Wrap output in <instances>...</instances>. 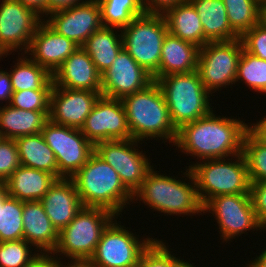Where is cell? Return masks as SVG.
<instances>
[{
	"label": "cell",
	"instance_id": "cell-1",
	"mask_svg": "<svg viewBox=\"0 0 266 267\" xmlns=\"http://www.w3.org/2000/svg\"><path fill=\"white\" fill-rule=\"evenodd\" d=\"M212 110L207 116L183 125L177 130L174 143L180 152L199 161L231 157L242 153L243 139L248 123L235 117L216 116Z\"/></svg>",
	"mask_w": 266,
	"mask_h": 267
},
{
	"label": "cell",
	"instance_id": "cell-2",
	"mask_svg": "<svg viewBox=\"0 0 266 267\" xmlns=\"http://www.w3.org/2000/svg\"><path fill=\"white\" fill-rule=\"evenodd\" d=\"M154 168L148 172L141 186L133 193V202L142 201L154 211L169 216L202 215L203 204L190 168L185 167L186 172L182 173L187 178L185 181L184 176L179 180L177 176L173 175L172 178Z\"/></svg>",
	"mask_w": 266,
	"mask_h": 267
},
{
	"label": "cell",
	"instance_id": "cell-3",
	"mask_svg": "<svg viewBox=\"0 0 266 267\" xmlns=\"http://www.w3.org/2000/svg\"><path fill=\"white\" fill-rule=\"evenodd\" d=\"M121 101L132 139L143 143L149 139L163 140L164 144L169 141V145L175 143L177 130L173 126L164 93L156 81Z\"/></svg>",
	"mask_w": 266,
	"mask_h": 267
},
{
	"label": "cell",
	"instance_id": "cell-4",
	"mask_svg": "<svg viewBox=\"0 0 266 267\" xmlns=\"http://www.w3.org/2000/svg\"><path fill=\"white\" fill-rule=\"evenodd\" d=\"M71 179L83 207L106 209L121 217L124 208L133 203V194L121 182L118 173L95 152Z\"/></svg>",
	"mask_w": 266,
	"mask_h": 267
},
{
	"label": "cell",
	"instance_id": "cell-5",
	"mask_svg": "<svg viewBox=\"0 0 266 267\" xmlns=\"http://www.w3.org/2000/svg\"><path fill=\"white\" fill-rule=\"evenodd\" d=\"M234 161H233V160ZM205 161V162H204ZM190 168L203 206L224 194H250L251 182L243 153L191 163Z\"/></svg>",
	"mask_w": 266,
	"mask_h": 267
},
{
	"label": "cell",
	"instance_id": "cell-6",
	"mask_svg": "<svg viewBox=\"0 0 266 267\" xmlns=\"http://www.w3.org/2000/svg\"><path fill=\"white\" fill-rule=\"evenodd\" d=\"M164 93L173 126L183 125L207 116L214 108L212 96L204 87L197 71L170 74L156 80Z\"/></svg>",
	"mask_w": 266,
	"mask_h": 267
},
{
	"label": "cell",
	"instance_id": "cell-7",
	"mask_svg": "<svg viewBox=\"0 0 266 267\" xmlns=\"http://www.w3.org/2000/svg\"><path fill=\"white\" fill-rule=\"evenodd\" d=\"M114 218L119 219L106 209L83 207L59 232V242L52 254L60 262L61 259L68 258L70 262L87 263L94 254L103 231Z\"/></svg>",
	"mask_w": 266,
	"mask_h": 267
},
{
	"label": "cell",
	"instance_id": "cell-8",
	"mask_svg": "<svg viewBox=\"0 0 266 267\" xmlns=\"http://www.w3.org/2000/svg\"><path fill=\"white\" fill-rule=\"evenodd\" d=\"M121 31L123 48L154 77L159 71L162 44L168 33L163 14L144 13Z\"/></svg>",
	"mask_w": 266,
	"mask_h": 267
},
{
	"label": "cell",
	"instance_id": "cell-9",
	"mask_svg": "<svg viewBox=\"0 0 266 267\" xmlns=\"http://www.w3.org/2000/svg\"><path fill=\"white\" fill-rule=\"evenodd\" d=\"M115 218L103 231L94 254L87 262L92 267H137L142 253L156 239L139 235ZM129 229V230H128Z\"/></svg>",
	"mask_w": 266,
	"mask_h": 267
},
{
	"label": "cell",
	"instance_id": "cell-10",
	"mask_svg": "<svg viewBox=\"0 0 266 267\" xmlns=\"http://www.w3.org/2000/svg\"><path fill=\"white\" fill-rule=\"evenodd\" d=\"M241 39L208 42L199 49L196 71L206 90L212 95L235 84L242 54Z\"/></svg>",
	"mask_w": 266,
	"mask_h": 267
},
{
	"label": "cell",
	"instance_id": "cell-11",
	"mask_svg": "<svg viewBox=\"0 0 266 267\" xmlns=\"http://www.w3.org/2000/svg\"><path fill=\"white\" fill-rule=\"evenodd\" d=\"M203 211V214L212 213L219 227L220 239L226 244L247 231L265 229L256 217L251 194L215 196L203 206Z\"/></svg>",
	"mask_w": 266,
	"mask_h": 267
},
{
	"label": "cell",
	"instance_id": "cell-12",
	"mask_svg": "<svg viewBox=\"0 0 266 267\" xmlns=\"http://www.w3.org/2000/svg\"><path fill=\"white\" fill-rule=\"evenodd\" d=\"M139 144L143 143L130 138L102 141L94 145V152L118 173L121 182L132 194L154 167L146 151L139 150Z\"/></svg>",
	"mask_w": 266,
	"mask_h": 267
},
{
	"label": "cell",
	"instance_id": "cell-13",
	"mask_svg": "<svg viewBox=\"0 0 266 267\" xmlns=\"http://www.w3.org/2000/svg\"><path fill=\"white\" fill-rule=\"evenodd\" d=\"M41 134L54 152L58 164V179L72 178L94 152V145L81 129L46 122Z\"/></svg>",
	"mask_w": 266,
	"mask_h": 267
},
{
	"label": "cell",
	"instance_id": "cell-14",
	"mask_svg": "<svg viewBox=\"0 0 266 267\" xmlns=\"http://www.w3.org/2000/svg\"><path fill=\"white\" fill-rule=\"evenodd\" d=\"M1 1L0 48L8 56L13 51L18 52L19 55L20 52L25 54L38 25L43 19L33 9L24 6L18 0Z\"/></svg>",
	"mask_w": 266,
	"mask_h": 267
},
{
	"label": "cell",
	"instance_id": "cell-15",
	"mask_svg": "<svg viewBox=\"0 0 266 267\" xmlns=\"http://www.w3.org/2000/svg\"><path fill=\"white\" fill-rule=\"evenodd\" d=\"M81 131L93 145L102 141L130 139L131 133L121 99L100 95Z\"/></svg>",
	"mask_w": 266,
	"mask_h": 267
},
{
	"label": "cell",
	"instance_id": "cell-16",
	"mask_svg": "<svg viewBox=\"0 0 266 267\" xmlns=\"http://www.w3.org/2000/svg\"><path fill=\"white\" fill-rule=\"evenodd\" d=\"M43 19L53 30L79 47L103 27L97 0H87L71 8L52 12Z\"/></svg>",
	"mask_w": 266,
	"mask_h": 267
},
{
	"label": "cell",
	"instance_id": "cell-17",
	"mask_svg": "<svg viewBox=\"0 0 266 267\" xmlns=\"http://www.w3.org/2000/svg\"><path fill=\"white\" fill-rule=\"evenodd\" d=\"M152 82L153 77L123 48L111 66L101 74V95L122 99L145 89Z\"/></svg>",
	"mask_w": 266,
	"mask_h": 267
},
{
	"label": "cell",
	"instance_id": "cell-18",
	"mask_svg": "<svg viewBox=\"0 0 266 267\" xmlns=\"http://www.w3.org/2000/svg\"><path fill=\"white\" fill-rule=\"evenodd\" d=\"M101 92L73 90L53 85L50 94L49 120L81 129Z\"/></svg>",
	"mask_w": 266,
	"mask_h": 267
},
{
	"label": "cell",
	"instance_id": "cell-19",
	"mask_svg": "<svg viewBox=\"0 0 266 267\" xmlns=\"http://www.w3.org/2000/svg\"><path fill=\"white\" fill-rule=\"evenodd\" d=\"M78 47L72 40L53 30L43 19L25 54L53 75Z\"/></svg>",
	"mask_w": 266,
	"mask_h": 267
},
{
	"label": "cell",
	"instance_id": "cell-20",
	"mask_svg": "<svg viewBox=\"0 0 266 267\" xmlns=\"http://www.w3.org/2000/svg\"><path fill=\"white\" fill-rule=\"evenodd\" d=\"M57 87L101 92V74L87 52L78 47L52 75Z\"/></svg>",
	"mask_w": 266,
	"mask_h": 267
},
{
	"label": "cell",
	"instance_id": "cell-21",
	"mask_svg": "<svg viewBox=\"0 0 266 267\" xmlns=\"http://www.w3.org/2000/svg\"><path fill=\"white\" fill-rule=\"evenodd\" d=\"M40 202L58 232L66 227L83 208L71 178L57 179Z\"/></svg>",
	"mask_w": 266,
	"mask_h": 267
},
{
	"label": "cell",
	"instance_id": "cell-22",
	"mask_svg": "<svg viewBox=\"0 0 266 267\" xmlns=\"http://www.w3.org/2000/svg\"><path fill=\"white\" fill-rule=\"evenodd\" d=\"M23 239L38 253H53L58 245L59 232L40 201L24 202Z\"/></svg>",
	"mask_w": 266,
	"mask_h": 267
},
{
	"label": "cell",
	"instance_id": "cell-23",
	"mask_svg": "<svg viewBox=\"0 0 266 267\" xmlns=\"http://www.w3.org/2000/svg\"><path fill=\"white\" fill-rule=\"evenodd\" d=\"M199 49L168 32L162 44L159 71L153 81L170 74L196 71Z\"/></svg>",
	"mask_w": 266,
	"mask_h": 267
},
{
	"label": "cell",
	"instance_id": "cell-24",
	"mask_svg": "<svg viewBox=\"0 0 266 267\" xmlns=\"http://www.w3.org/2000/svg\"><path fill=\"white\" fill-rule=\"evenodd\" d=\"M57 179L48 172L20 165L3 186L9 196L20 201H40Z\"/></svg>",
	"mask_w": 266,
	"mask_h": 267
},
{
	"label": "cell",
	"instance_id": "cell-25",
	"mask_svg": "<svg viewBox=\"0 0 266 267\" xmlns=\"http://www.w3.org/2000/svg\"><path fill=\"white\" fill-rule=\"evenodd\" d=\"M0 104V136L15 139L41 133L49 120V111H32Z\"/></svg>",
	"mask_w": 266,
	"mask_h": 267
},
{
	"label": "cell",
	"instance_id": "cell-26",
	"mask_svg": "<svg viewBox=\"0 0 266 267\" xmlns=\"http://www.w3.org/2000/svg\"><path fill=\"white\" fill-rule=\"evenodd\" d=\"M195 7L204 29V45L208 42L230 41L240 37L229 25L222 0H189Z\"/></svg>",
	"mask_w": 266,
	"mask_h": 267
},
{
	"label": "cell",
	"instance_id": "cell-27",
	"mask_svg": "<svg viewBox=\"0 0 266 267\" xmlns=\"http://www.w3.org/2000/svg\"><path fill=\"white\" fill-rule=\"evenodd\" d=\"M168 32L201 48L204 46V29L193 4L186 0L163 14Z\"/></svg>",
	"mask_w": 266,
	"mask_h": 267
},
{
	"label": "cell",
	"instance_id": "cell-28",
	"mask_svg": "<svg viewBox=\"0 0 266 267\" xmlns=\"http://www.w3.org/2000/svg\"><path fill=\"white\" fill-rule=\"evenodd\" d=\"M119 30L118 28L102 27L95 31L82 46L100 74L111 66L123 49L122 31Z\"/></svg>",
	"mask_w": 266,
	"mask_h": 267
},
{
	"label": "cell",
	"instance_id": "cell-29",
	"mask_svg": "<svg viewBox=\"0 0 266 267\" xmlns=\"http://www.w3.org/2000/svg\"><path fill=\"white\" fill-rule=\"evenodd\" d=\"M20 165L42 170L58 178V164L54 152L41 133L15 138Z\"/></svg>",
	"mask_w": 266,
	"mask_h": 267
},
{
	"label": "cell",
	"instance_id": "cell-30",
	"mask_svg": "<svg viewBox=\"0 0 266 267\" xmlns=\"http://www.w3.org/2000/svg\"><path fill=\"white\" fill-rule=\"evenodd\" d=\"M13 92L22 90H52V75L42 66L32 61L26 54L18 56L9 71Z\"/></svg>",
	"mask_w": 266,
	"mask_h": 267
},
{
	"label": "cell",
	"instance_id": "cell-31",
	"mask_svg": "<svg viewBox=\"0 0 266 267\" xmlns=\"http://www.w3.org/2000/svg\"><path fill=\"white\" fill-rule=\"evenodd\" d=\"M24 202L0 188V242L23 239Z\"/></svg>",
	"mask_w": 266,
	"mask_h": 267
},
{
	"label": "cell",
	"instance_id": "cell-32",
	"mask_svg": "<svg viewBox=\"0 0 266 267\" xmlns=\"http://www.w3.org/2000/svg\"><path fill=\"white\" fill-rule=\"evenodd\" d=\"M232 30L241 37L262 21V0H222Z\"/></svg>",
	"mask_w": 266,
	"mask_h": 267
},
{
	"label": "cell",
	"instance_id": "cell-33",
	"mask_svg": "<svg viewBox=\"0 0 266 267\" xmlns=\"http://www.w3.org/2000/svg\"><path fill=\"white\" fill-rule=\"evenodd\" d=\"M103 27L122 30L134 18L144 14L141 0H97Z\"/></svg>",
	"mask_w": 266,
	"mask_h": 267
},
{
	"label": "cell",
	"instance_id": "cell-34",
	"mask_svg": "<svg viewBox=\"0 0 266 267\" xmlns=\"http://www.w3.org/2000/svg\"><path fill=\"white\" fill-rule=\"evenodd\" d=\"M242 81L249 89L266 96V60L244 49L238 62L235 84Z\"/></svg>",
	"mask_w": 266,
	"mask_h": 267
},
{
	"label": "cell",
	"instance_id": "cell-35",
	"mask_svg": "<svg viewBox=\"0 0 266 267\" xmlns=\"http://www.w3.org/2000/svg\"><path fill=\"white\" fill-rule=\"evenodd\" d=\"M242 153L247 163L250 182L266 181V144L247 130L243 139Z\"/></svg>",
	"mask_w": 266,
	"mask_h": 267
},
{
	"label": "cell",
	"instance_id": "cell-36",
	"mask_svg": "<svg viewBox=\"0 0 266 267\" xmlns=\"http://www.w3.org/2000/svg\"><path fill=\"white\" fill-rule=\"evenodd\" d=\"M32 251L33 247L24 239L0 242V266L26 267L39 255L37 251Z\"/></svg>",
	"mask_w": 266,
	"mask_h": 267
},
{
	"label": "cell",
	"instance_id": "cell-37",
	"mask_svg": "<svg viewBox=\"0 0 266 267\" xmlns=\"http://www.w3.org/2000/svg\"><path fill=\"white\" fill-rule=\"evenodd\" d=\"M172 252L168 243L156 238L142 253L137 267H181L187 260Z\"/></svg>",
	"mask_w": 266,
	"mask_h": 267
},
{
	"label": "cell",
	"instance_id": "cell-38",
	"mask_svg": "<svg viewBox=\"0 0 266 267\" xmlns=\"http://www.w3.org/2000/svg\"><path fill=\"white\" fill-rule=\"evenodd\" d=\"M52 90H22L13 92L9 105L32 111H49Z\"/></svg>",
	"mask_w": 266,
	"mask_h": 267
},
{
	"label": "cell",
	"instance_id": "cell-39",
	"mask_svg": "<svg viewBox=\"0 0 266 267\" xmlns=\"http://www.w3.org/2000/svg\"><path fill=\"white\" fill-rule=\"evenodd\" d=\"M20 166L19 153L14 139L0 138V183Z\"/></svg>",
	"mask_w": 266,
	"mask_h": 267
},
{
	"label": "cell",
	"instance_id": "cell-40",
	"mask_svg": "<svg viewBox=\"0 0 266 267\" xmlns=\"http://www.w3.org/2000/svg\"><path fill=\"white\" fill-rule=\"evenodd\" d=\"M243 49L266 60V25L261 21L240 37Z\"/></svg>",
	"mask_w": 266,
	"mask_h": 267
},
{
	"label": "cell",
	"instance_id": "cell-41",
	"mask_svg": "<svg viewBox=\"0 0 266 267\" xmlns=\"http://www.w3.org/2000/svg\"><path fill=\"white\" fill-rule=\"evenodd\" d=\"M250 194L256 217L266 230V181L251 183Z\"/></svg>",
	"mask_w": 266,
	"mask_h": 267
},
{
	"label": "cell",
	"instance_id": "cell-42",
	"mask_svg": "<svg viewBox=\"0 0 266 267\" xmlns=\"http://www.w3.org/2000/svg\"><path fill=\"white\" fill-rule=\"evenodd\" d=\"M186 0H141L144 13L164 14L168 9Z\"/></svg>",
	"mask_w": 266,
	"mask_h": 267
},
{
	"label": "cell",
	"instance_id": "cell-43",
	"mask_svg": "<svg viewBox=\"0 0 266 267\" xmlns=\"http://www.w3.org/2000/svg\"><path fill=\"white\" fill-rule=\"evenodd\" d=\"M13 90L11 85L10 74L6 70L0 69V102L10 103Z\"/></svg>",
	"mask_w": 266,
	"mask_h": 267
},
{
	"label": "cell",
	"instance_id": "cell-44",
	"mask_svg": "<svg viewBox=\"0 0 266 267\" xmlns=\"http://www.w3.org/2000/svg\"><path fill=\"white\" fill-rule=\"evenodd\" d=\"M60 261L52 253H39L26 267H58Z\"/></svg>",
	"mask_w": 266,
	"mask_h": 267
},
{
	"label": "cell",
	"instance_id": "cell-45",
	"mask_svg": "<svg viewBox=\"0 0 266 267\" xmlns=\"http://www.w3.org/2000/svg\"><path fill=\"white\" fill-rule=\"evenodd\" d=\"M87 0H47L46 16L52 12L71 8Z\"/></svg>",
	"mask_w": 266,
	"mask_h": 267
},
{
	"label": "cell",
	"instance_id": "cell-46",
	"mask_svg": "<svg viewBox=\"0 0 266 267\" xmlns=\"http://www.w3.org/2000/svg\"><path fill=\"white\" fill-rule=\"evenodd\" d=\"M265 116V117H264ZM261 120L248 123V130L262 143L266 144V115ZM251 124V125H250Z\"/></svg>",
	"mask_w": 266,
	"mask_h": 267
},
{
	"label": "cell",
	"instance_id": "cell-47",
	"mask_svg": "<svg viewBox=\"0 0 266 267\" xmlns=\"http://www.w3.org/2000/svg\"><path fill=\"white\" fill-rule=\"evenodd\" d=\"M24 6L33 9L38 15L46 17V4L47 0H18Z\"/></svg>",
	"mask_w": 266,
	"mask_h": 267
},
{
	"label": "cell",
	"instance_id": "cell-48",
	"mask_svg": "<svg viewBox=\"0 0 266 267\" xmlns=\"http://www.w3.org/2000/svg\"><path fill=\"white\" fill-rule=\"evenodd\" d=\"M247 262V266L244 267H266V247L261 253H259V256L256 255L254 260H250V262Z\"/></svg>",
	"mask_w": 266,
	"mask_h": 267
},
{
	"label": "cell",
	"instance_id": "cell-49",
	"mask_svg": "<svg viewBox=\"0 0 266 267\" xmlns=\"http://www.w3.org/2000/svg\"><path fill=\"white\" fill-rule=\"evenodd\" d=\"M67 264V265H66ZM58 267H92L88 263H81V262H63L61 261Z\"/></svg>",
	"mask_w": 266,
	"mask_h": 267
},
{
	"label": "cell",
	"instance_id": "cell-50",
	"mask_svg": "<svg viewBox=\"0 0 266 267\" xmlns=\"http://www.w3.org/2000/svg\"><path fill=\"white\" fill-rule=\"evenodd\" d=\"M262 21L266 25V1L263 3V8H262Z\"/></svg>",
	"mask_w": 266,
	"mask_h": 267
},
{
	"label": "cell",
	"instance_id": "cell-51",
	"mask_svg": "<svg viewBox=\"0 0 266 267\" xmlns=\"http://www.w3.org/2000/svg\"><path fill=\"white\" fill-rule=\"evenodd\" d=\"M181 267H196V266H194V263H190V261L188 262V261H186Z\"/></svg>",
	"mask_w": 266,
	"mask_h": 267
},
{
	"label": "cell",
	"instance_id": "cell-52",
	"mask_svg": "<svg viewBox=\"0 0 266 267\" xmlns=\"http://www.w3.org/2000/svg\"><path fill=\"white\" fill-rule=\"evenodd\" d=\"M5 56V58L7 57V54L0 48V61H1V58L3 60V57Z\"/></svg>",
	"mask_w": 266,
	"mask_h": 267
}]
</instances>
